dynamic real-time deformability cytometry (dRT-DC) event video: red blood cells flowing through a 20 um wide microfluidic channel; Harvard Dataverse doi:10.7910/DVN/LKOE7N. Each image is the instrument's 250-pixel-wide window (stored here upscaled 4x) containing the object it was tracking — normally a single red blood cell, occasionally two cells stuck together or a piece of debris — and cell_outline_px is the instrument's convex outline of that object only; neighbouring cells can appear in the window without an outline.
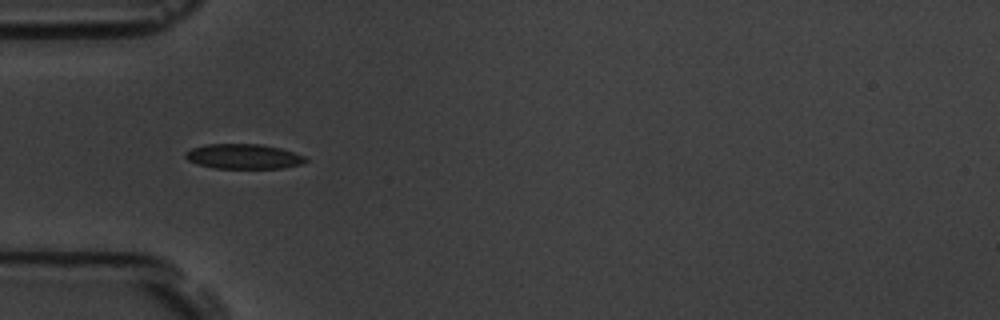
{"species": "common noctule bat (a hibernating species)", "species_latin": "Nyctalus noctula", "temperature_condition": "room temperature", "stored_images_in_passage": 2, "camera_frame_rate_fps": 3000, "um_per_image_px": 0.085, "animal": {"sex": "male", "body_mass_g": 19.5, "forearm_length_mm": 54.6}, "frame": {"image": 1, "passage_image": 1, "time_ms": 0.0, "image_size_px": [1000, 320], "cell_outline_px": [[308, 160], [304, 164], [284, 168], [212, 168], [196, 164], [188, 160], [184, 156], [184, 152], [192, 148], [204, 144], [260, 144], [280, 148], [304, 156]], "centroid_in_image_um": [20.68, 13.3], "position_along_channel_um": 64.3, "area_um2": 17.57}}
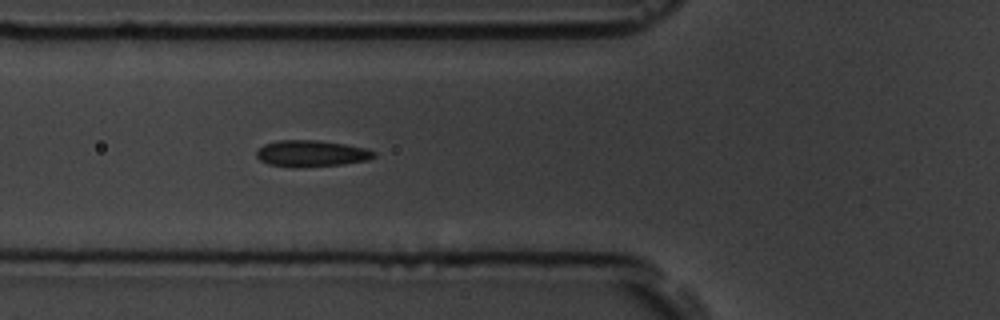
{"frame": {"image": 2, "passage_image": 2, "time_ms": 0.333, "image_size_px": [1000, 320], "cell_outline_px": [[376, 156], [368, 160], [340, 164], [296, 168], [268, 164], [260, 160], [256, 156], [256, 152], [264, 144], [276, 140], [316, 140], [344, 144], [368, 148], [376, 152]], "centroid_in_image_um": [26.46, 13.04], "position_along_channel_um": 99.3, "area_um2": 18.15}}